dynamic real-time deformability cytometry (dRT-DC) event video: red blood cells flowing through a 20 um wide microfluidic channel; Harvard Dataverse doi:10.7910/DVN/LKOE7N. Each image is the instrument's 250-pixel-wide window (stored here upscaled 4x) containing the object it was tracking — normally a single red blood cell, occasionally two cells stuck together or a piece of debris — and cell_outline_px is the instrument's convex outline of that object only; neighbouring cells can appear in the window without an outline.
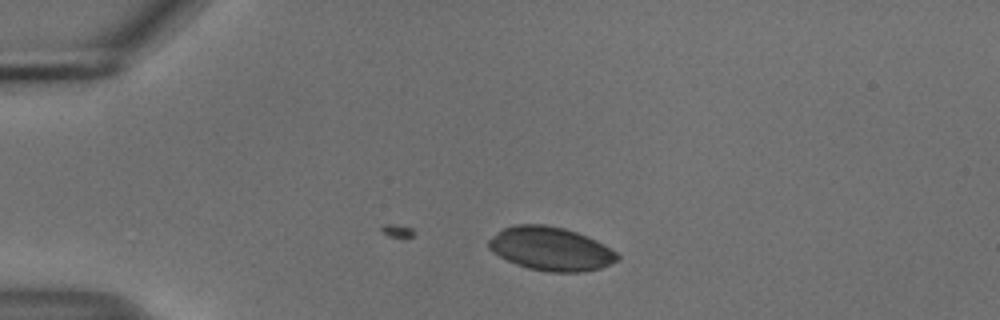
{"species": "common noctule bat (a hibernating species)", "species_latin": "Nyctalus noctula", "temperature_condition": "cold", "stored_images_in_passage": 8, "camera_frame_rate_fps": 3000, "um_per_image_px": 0.085, "animal": {"sex": "male", "body_mass_g": 18.8}, "frame": {"image": 1, "passage_image": 8, "time_ms": 2.333, "image_size_px": [1000, 320], "cell_outline_px": [[620, 260], [600, 268], [584, 272], [548, 272], [528, 268], [516, 264], [500, 256], [488, 248], [488, 240], [504, 228], [516, 224], [544, 224], [564, 228], [588, 236], [604, 244], [616, 252], [620, 256]], "centroid_in_image_um": [46.85, 21.15], "position_along_channel_um": 38.2, "area_um2": 32.66}}